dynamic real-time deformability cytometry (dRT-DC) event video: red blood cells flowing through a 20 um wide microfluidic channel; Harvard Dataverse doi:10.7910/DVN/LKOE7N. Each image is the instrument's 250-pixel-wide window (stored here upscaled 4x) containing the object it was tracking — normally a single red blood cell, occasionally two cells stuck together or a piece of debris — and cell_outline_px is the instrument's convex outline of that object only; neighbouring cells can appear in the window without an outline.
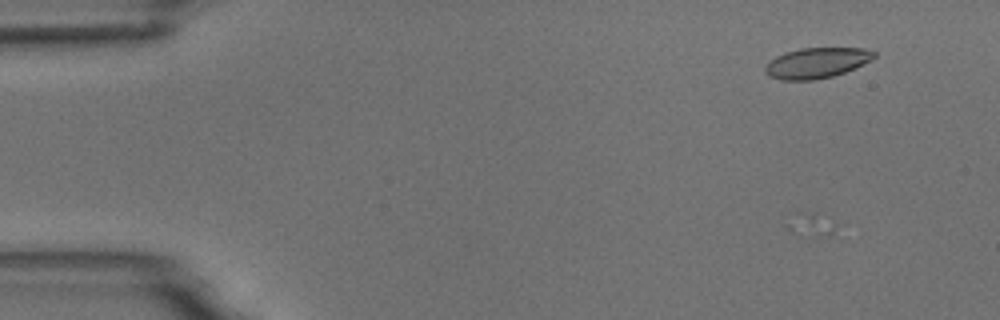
{"species": "common noctule bat (a hibernating species)", "species_latin": "Nyctalus noctula", "temperature_condition": "room temperature", "stored_images_in_passage": 5, "camera_frame_rate_fps": 3000, "um_per_image_px": 0.085, "animal": {"sex": "male", "body_mass_g": 18.8}, "frame": {"image": 1, "passage_image": 2, "time_ms": 1.333, "image_size_px": [1000, 320], "cell_outline_px": [[876, 56], [872, 60], [844, 72], [832, 76], [812, 80], [780, 80], [768, 76], [764, 72], [764, 68], [776, 56], [784, 52], [800, 48], [864, 48], [876, 52]], "centroid_in_image_um": [69.4, 5.34], "position_along_channel_um": 15.6, "area_um2": 19.31}}